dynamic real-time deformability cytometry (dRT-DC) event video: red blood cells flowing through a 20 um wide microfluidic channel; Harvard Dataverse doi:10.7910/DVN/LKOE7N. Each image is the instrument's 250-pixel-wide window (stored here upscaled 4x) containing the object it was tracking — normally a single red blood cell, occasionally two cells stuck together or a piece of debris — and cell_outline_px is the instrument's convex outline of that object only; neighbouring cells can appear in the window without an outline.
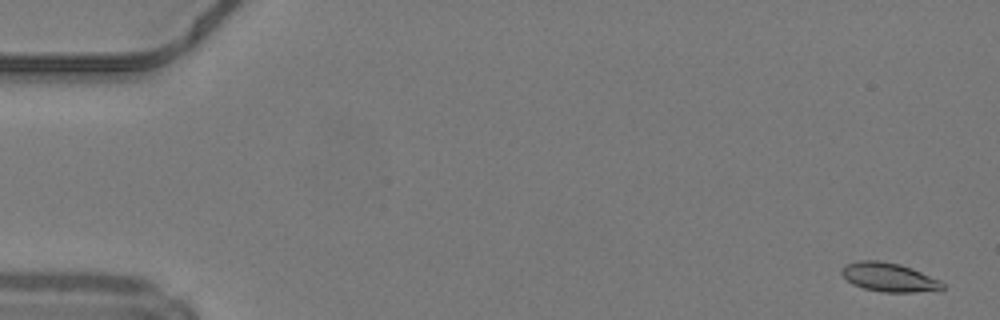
{"species": "common noctule bat (a hibernating species)", "species_latin": "Nyctalus noctula", "temperature_condition": "warm", "stored_images_in_passage": 16, "camera_frame_rate_fps": 3000, "um_per_image_px": 0.085, "animal": {"sex": "male", "body_mass_g": 19.2, "forearm_length_mm": 51.8}, "frame": {"image": 1, "passage_image": 2, "time_ms": 0.333, "image_size_px": [1000, 320], "cell_outline_px": [[944, 288], [940, 292], [880, 292], [864, 288], [852, 284], [840, 272], [848, 264], [860, 260], [876, 260], [900, 264], [912, 268], [940, 280], [944, 284]], "centroid_in_image_um": [75.65, 23.59], "position_along_channel_um": 9.4, "area_um2": 17.05}}
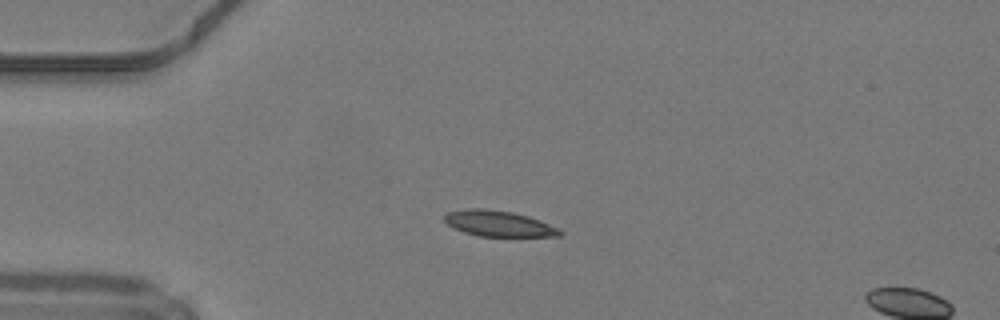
{"frame": {"image": 2, "passage_image": 13, "time_ms": 4.0, "image_size_px": [1000, 320], "cell_outline_px": [[564, 232], [560, 236], [480, 236], [464, 232], [448, 224], [444, 220], [444, 216], [448, 212], [468, 208], [480, 208], [512, 212], [528, 216], [548, 224]], "centroid_in_image_um": [42.37, 19.0], "position_along_channel_um": 42.6, "area_um2": 16.99}}